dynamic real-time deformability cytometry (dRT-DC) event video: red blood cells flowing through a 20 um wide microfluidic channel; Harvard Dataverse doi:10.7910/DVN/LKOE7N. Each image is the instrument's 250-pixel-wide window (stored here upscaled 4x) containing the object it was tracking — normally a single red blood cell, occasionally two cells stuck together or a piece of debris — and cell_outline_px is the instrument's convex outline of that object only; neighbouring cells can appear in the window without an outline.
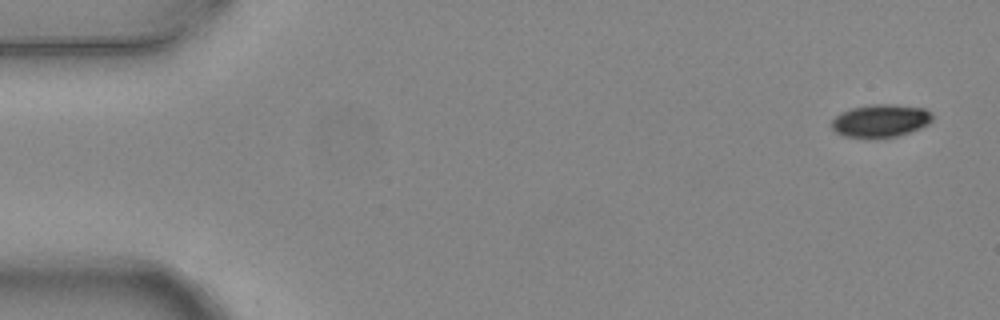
{"species": "common noctule bat (a hibernating species)", "species_latin": "Nyctalus noctula", "temperature_condition": "warm", "stored_images_in_passage": 6, "segment_of_instrument_passage": [1, 2], "camera_frame_rate_fps": 3000, "um_per_image_px": 0.085, "animal": {"sex": "female", "body_mass_g": 24.6, "forearm_length_mm": 56.2}, "frame": {"image": 1, "passage_image": 1, "time_ms": 0.0, "image_size_px": [1000, 320], "cell_outline_px": [[932, 120], [928, 124], [920, 128], [896, 136], [872, 140], [868, 140], [844, 136], [836, 132], [832, 128], [832, 120], [840, 112], [852, 108], [872, 104], [888, 104], [924, 108], [932, 112]], "centroid_in_image_um": [74.82, 10.29], "position_along_channel_um": 10.2, "area_um2": 19.59}}
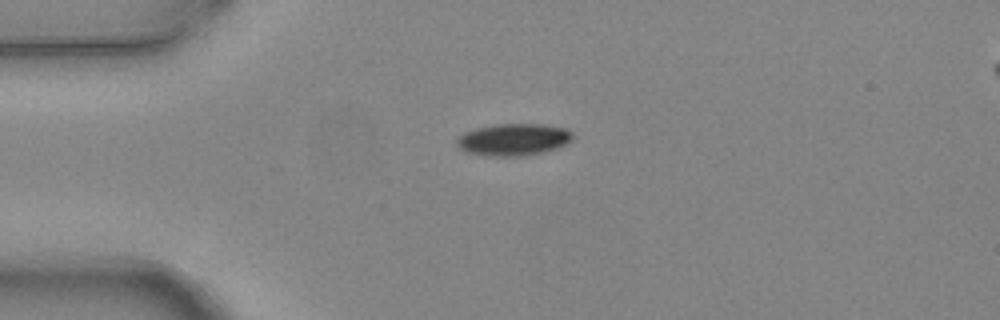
{"frame": {"image": 2, "passage_image": 4, "time_ms": 1.0, "image_size_px": [1000, 320], "cell_outline_px": [[572, 140], [568, 144], [560, 148], [520, 156], [488, 156], [464, 152], [456, 144], [456, 140], [464, 132], [476, 128], [496, 124], [544, 124], [564, 128], [572, 132]], "centroid_in_image_um": [43.65, 11.86], "position_along_channel_um": 41.4, "area_um2": 21.73}}